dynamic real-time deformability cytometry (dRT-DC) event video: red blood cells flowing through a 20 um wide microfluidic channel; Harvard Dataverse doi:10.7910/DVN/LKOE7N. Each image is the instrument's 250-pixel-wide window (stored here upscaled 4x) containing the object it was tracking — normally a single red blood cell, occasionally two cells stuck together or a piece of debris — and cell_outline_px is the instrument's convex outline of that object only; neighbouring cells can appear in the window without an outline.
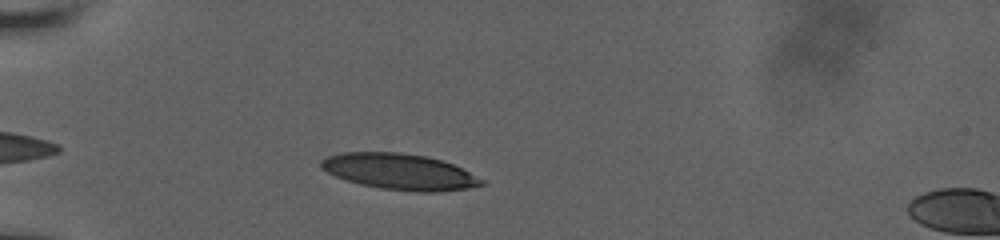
{"species": "human", "species_latin": "Homo sapiens", "temperature_condition": "room temperature", "stored_images_in_passage": 11, "camera_frame_rate_fps": 3000, "um_per_image_px": 0.085, "donor": {"sex": "male"}, "frame": {"image": 1, "passage_image": 3, "time_ms": 1.667, "image_size_px": [1000, 240], "cell_outline_px": [[488, 184], [468, 188], [436, 192], [416, 192], [380, 188], [360, 184], [336, 176], [320, 168], [320, 160], [328, 156], [340, 152], [400, 152], [428, 156], [452, 164], [484, 180]], "centroid_in_image_um": [33.96, 14.59], "position_along_channel_um": 51.0, "area_um2": 33.64}}
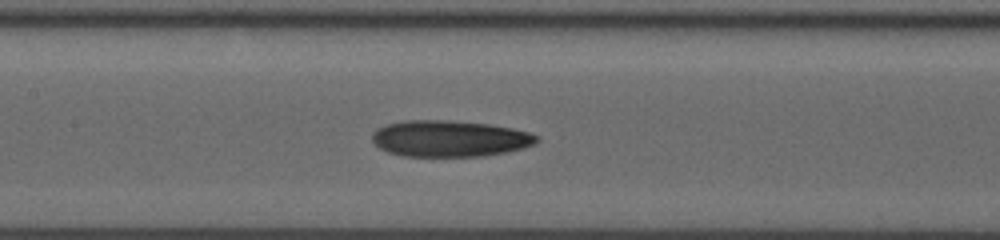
{"frame": {"image": 2, "passage_image": 8, "time_ms": 5.333, "image_size_px": [1000, 240], "cell_outline_px": [[540, 140], [536, 144], [524, 148], [508, 152], [484, 156], [404, 156], [388, 152], [380, 148], [372, 140], [372, 132], [376, 128], [388, 124], [404, 120], [448, 120], [488, 124], [512, 128], [528, 132], [540, 136]], "centroid_in_image_um": [38.25, 11.78], "position_along_channel_um": 169.1, "area_um2": 35.08}}
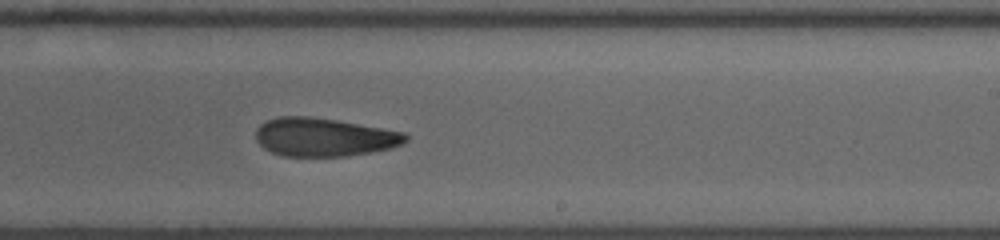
{"frame": {"image": 3, "passage_image": 11, "time_ms": 7.667, "image_size_px": [1000, 240], "cell_outline_px": [[408, 140], [392, 148], [372, 152], [348, 156], [284, 156], [272, 152], [264, 148], [256, 140], [256, 128], [260, 124], [276, 116], [308, 116], [336, 120], [404, 132], [408, 136]], "centroid_in_image_um": [27.53, 11.65], "position_along_channel_um": 261.5, "area_um2": 33.52}}